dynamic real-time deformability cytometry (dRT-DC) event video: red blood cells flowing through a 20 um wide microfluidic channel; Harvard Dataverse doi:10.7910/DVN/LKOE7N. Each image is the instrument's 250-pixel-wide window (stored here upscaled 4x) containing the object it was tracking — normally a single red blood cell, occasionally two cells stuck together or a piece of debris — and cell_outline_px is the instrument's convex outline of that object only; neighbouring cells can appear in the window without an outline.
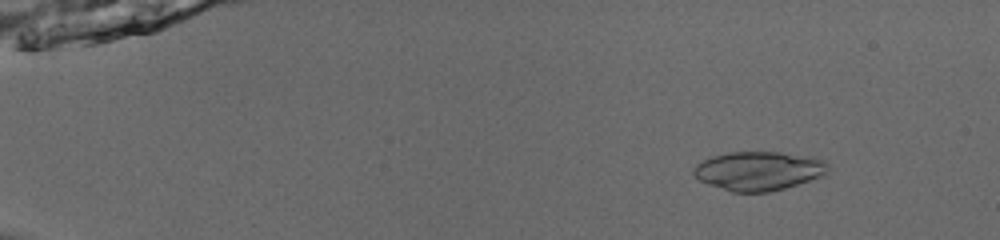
{"species": "common noctule bat (a hibernating species)", "species_latin": "Nyctalus noctula", "temperature_condition": "room temperature", "stored_images_in_passage": 52, "camera_frame_rate_fps": 3000, "um_per_image_px": 0.085, "animal": {"sex": "male", "body_mass_g": 13.0, "forearm_length_mm": 53.1}, "frame": {"image": 1, "passage_image": 7, "time_ms": 2.0, "image_size_px": [1000, 240], "cell_outline_px": [[828, 172], [820, 176], [784, 188], [768, 192], [732, 192], [708, 184], [700, 180], [692, 172], [692, 168], [696, 164], [712, 156], [728, 152], [780, 152], [812, 156], [824, 160], [828, 164]], "centroid_in_image_um": [64.47, 14.51], "position_along_channel_um": 20.5, "area_um2": 30.4}}